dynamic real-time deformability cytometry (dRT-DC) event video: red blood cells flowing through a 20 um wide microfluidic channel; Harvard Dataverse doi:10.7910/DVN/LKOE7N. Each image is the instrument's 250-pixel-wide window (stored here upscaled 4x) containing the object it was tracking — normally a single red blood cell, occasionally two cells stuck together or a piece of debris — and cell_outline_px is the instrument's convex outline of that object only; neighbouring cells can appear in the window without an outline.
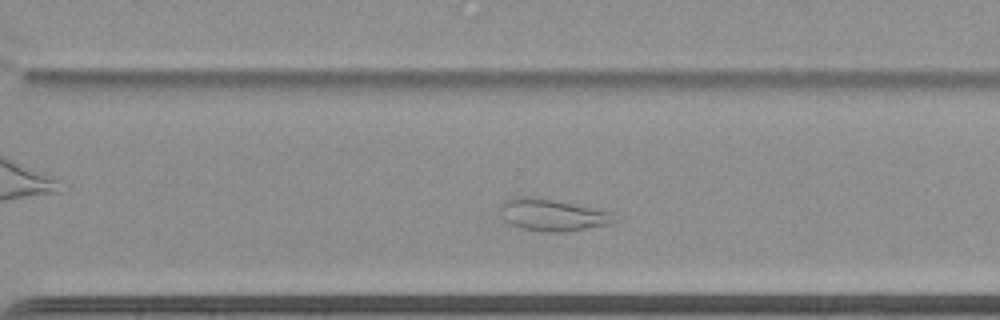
{"species": "common noctule bat (a hibernating species)", "species_latin": "Nyctalus noctula", "temperature_condition": "cold", "stored_images_in_passage": 45, "camera_frame_rate_fps": 3000, "um_per_image_px": 0.085, "animal": {"sex": "female", "body_mass_g": 22.7, "forearm_length_mm": 54.2}, "frame": {"image": 1, "passage_image": 32, "time_ms": 10.333, "image_size_px": [1000, 320], "cell_outline_px": [[620, 220], [608, 224], [568, 232], [548, 232], [520, 228], [508, 224], [504, 220], [500, 208], [500, 204], [504, 200], [512, 196], [536, 196], [612, 212]], "centroid_in_image_um": [46.93, 18.26], "position_along_channel_um": 323.7, "area_um2": 21.62}, "authors_computed_cell_mechanics": {"area_um2": 24.9118, "velocity_mm_per_s": 3.3933, "shape_relaxation_time_tau1_ms": null, "shape_relaxation_time_tau2_ms": 7.6154, "deformation_change_tau1": null, "deformation_change_tau2": 0.1194}}